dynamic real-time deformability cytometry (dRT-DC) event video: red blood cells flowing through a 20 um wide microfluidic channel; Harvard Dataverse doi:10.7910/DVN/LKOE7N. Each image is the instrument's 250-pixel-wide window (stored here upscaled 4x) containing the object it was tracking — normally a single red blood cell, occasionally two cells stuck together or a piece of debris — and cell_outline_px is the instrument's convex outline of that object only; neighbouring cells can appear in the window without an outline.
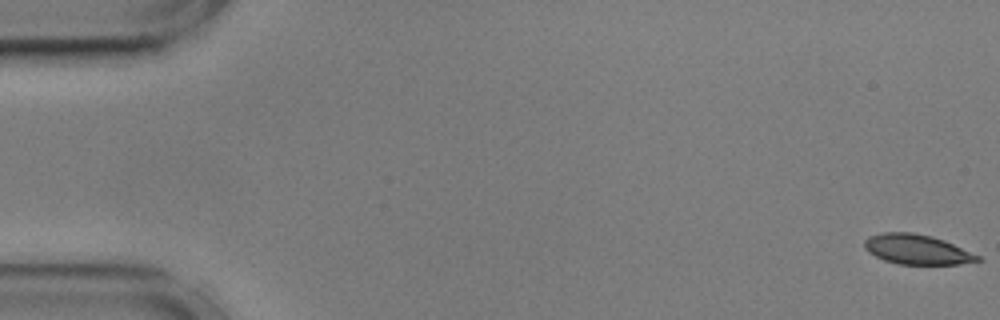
{"species": "common noctule bat (a hibernating species)", "species_latin": "Nyctalus noctula", "temperature_condition": "cold", "stored_images_in_passage": 24, "camera_frame_rate_fps": 3000, "um_per_image_px": 0.085, "animal": {"sex": "male", "body_mass_g": 17.9, "forearm_length_mm": 54.2}, "frame": {"image": 1, "passage_image": 1, "time_ms": 0.0, "image_size_px": [1000, 320], "cell_outline_px": [[984, 260], [960, 264], [896, 264], [884, 260], [868, 252], [864, 248], [864, 240], [868, 236], [884, 232], [912, 232], [932, 236], [944, 240], [980, 256]], "centroid_in_image_um": [77.92, 21.2], "position_along_channel_um": 7.1, "area_um2": 19.77}}
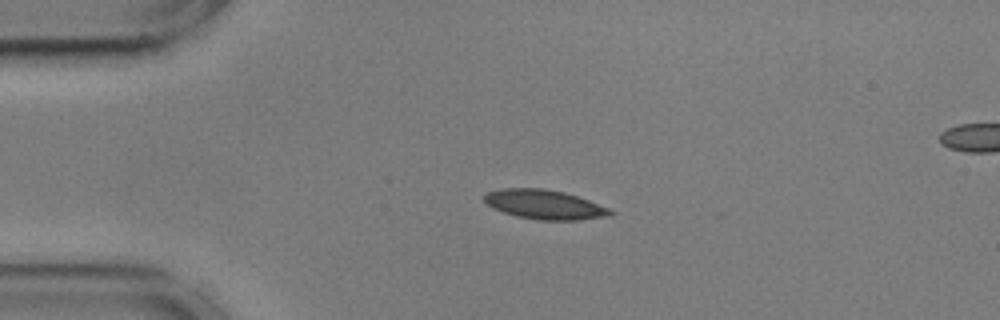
{"frame": {"image": 2, "passage_image": 13, "time_ms": 4.0, "image_size_px": [1000, 320], "cell_outline_px": [[616, 212], [612, 216], [580, 220], [540, 220], [516, 216], [492, 208], [484, 200], [484, 196], [488, 192], [504, 188], [544, 188], [564, 192], [588, 200], [608, 208]], "centroid_in_image_um": [46.32, 17.39], "position_along_channel_um": 38.7, "area_um2": 21.56}}